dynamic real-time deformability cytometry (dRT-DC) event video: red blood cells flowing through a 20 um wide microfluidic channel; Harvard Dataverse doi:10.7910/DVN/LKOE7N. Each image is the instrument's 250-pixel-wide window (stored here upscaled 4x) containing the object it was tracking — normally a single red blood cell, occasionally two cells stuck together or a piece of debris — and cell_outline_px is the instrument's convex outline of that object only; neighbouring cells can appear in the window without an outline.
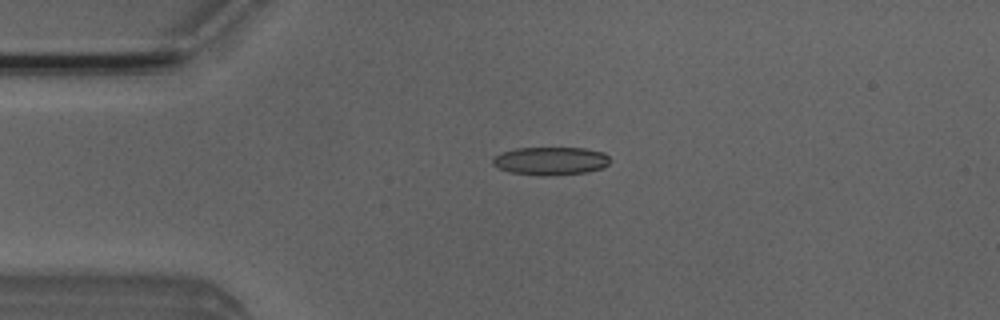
{"species": "Egyptian fruit bat (a non-hibernating species)", "species_latin": "Rousettus aegyptiacus", "temperature_condition": "room temperature", "stored_images_in_passage": 52, "camera_frame_rate_fps": 3000, "um_per_image_px": 0.085, "animal": {"sex": "male"}, "frame": {"image": 1, "passage_image": 12, "time_ms": 3.667, "image_size_px": [1000, 320], "cell_outline_px": [[612, 160], [608, 164], [600, 168], [588, 172], [544, 176], [540, 176], [508, 172], [492, 164], [492, 156], [500, 152], [516, 148], [584, 148], [604, 152]], "centroid_in_image_um": [46.77, 13.68], "position_along_channel_um": 38.2, "area_um2": 19.42}}
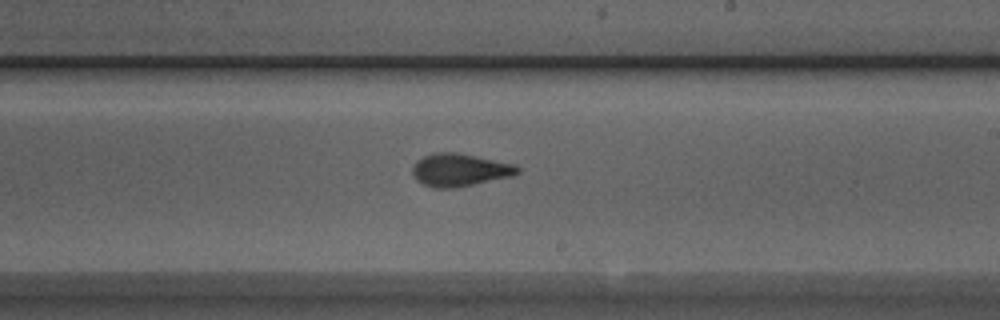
{"frame": {"image": 2, "passage_image": 30, "time_ms": 9.667, "image_size_px": [1000, 320], "cell_outline_px": [[520, 172], [512, 176], [456, 188], [436, 188], [424, 184], [416, 180], [412, 172], [412, 168], [416, 160], [432, 152], [456, 152], [516, 164], [520, 168]], "centroid_in_image_um": [39.08, 14.44], "position_along_channel_um": 249.9, "area_um2": 20.17}}
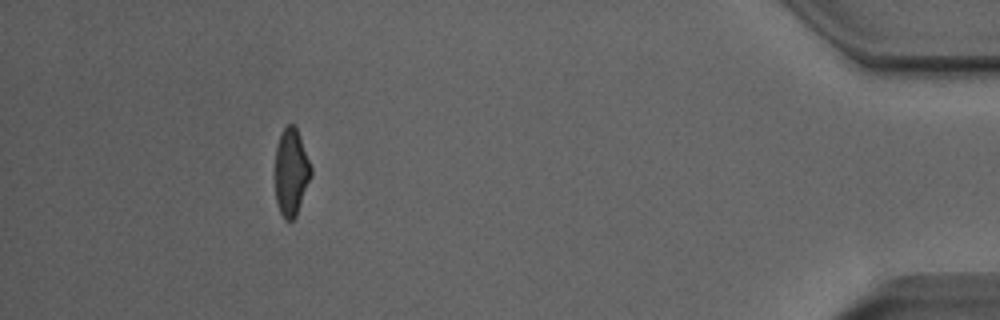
{"frame": {"image": 3, "passage_image": 47, "time_ms": 15.333, "image_size_px": [1000, 320], "cell_outline_px": [[312, 176], [296, 216], [292, 220], [284, 220], [280, 212], [276, 200], [276, 144], [280, 132], [288, 124], [292, 124], [296, 128], [300, 136], [312, 168]], "centroid_in_image_um": [24.76, 14.63], "position_along_channel_um": 410.4, "area_um2": 18.26}, "authors_computed_cell_mechanics": {"area_um2": 18.9584, "velocity_mm_per_s": 3.9794, "shape_relaxation_time_tau1_ms": 4.0539, "shape_relaxation_time_tau2_ms": 0.8351, "deformation_change_tau1": 0.1761, "deformation_change_tau2": 0.0825}}